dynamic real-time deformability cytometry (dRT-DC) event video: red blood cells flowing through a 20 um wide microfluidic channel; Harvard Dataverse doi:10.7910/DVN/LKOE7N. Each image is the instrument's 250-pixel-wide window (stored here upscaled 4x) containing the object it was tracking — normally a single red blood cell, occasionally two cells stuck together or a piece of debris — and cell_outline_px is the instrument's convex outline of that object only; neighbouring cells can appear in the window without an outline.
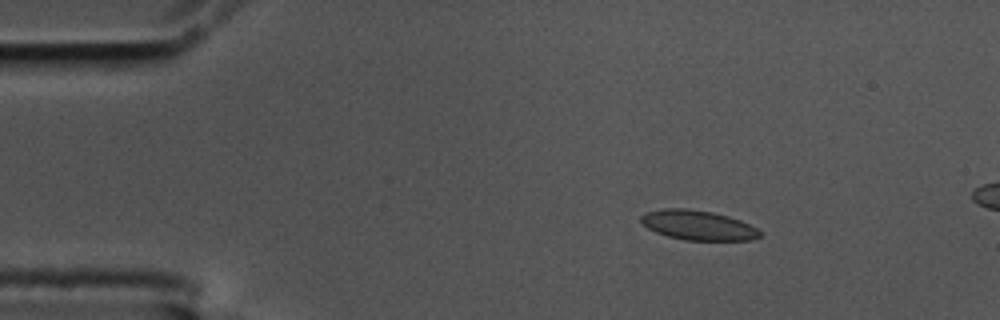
{"species": "common noctule bat (a hibernating species)", "species_latin": "Nyctalus noctula", "temperature_condition": "cold", "stored_images_in_passage": 4, "camera_frame_rate_fps": 3000, "um_per_image_px": 0.085, "animal": {"sex": "male", "body_mass_g": 17.5, "forearm_length_mm": 52.3}, "frame": {"image": 1, "passage_image": 1, "time_ms": 0.0, "image_size_px": [1000, 320], "cell_outline_px": [[764, 232], [760, 236], [752, 240], [684, 240], [668, 236], [656, 232], [648, 228], [640, 220], [640, 216], [648, 212], [664, 208], [684, 208], [712, 212], [728, 216], [740, 220]], "centroid_in_image_um": [59.35, 19.15], "position_along_channel_um": 25.6, "area_um2": 20.46}}